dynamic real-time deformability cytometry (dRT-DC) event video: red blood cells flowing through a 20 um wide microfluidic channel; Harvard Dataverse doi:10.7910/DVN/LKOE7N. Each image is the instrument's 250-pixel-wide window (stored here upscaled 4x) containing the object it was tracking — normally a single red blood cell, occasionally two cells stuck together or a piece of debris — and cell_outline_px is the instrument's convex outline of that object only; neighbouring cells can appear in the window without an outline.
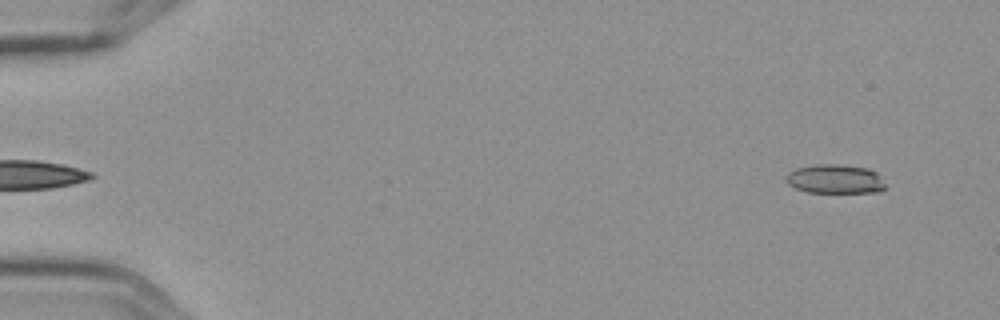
{"species": "Egyptian fruit bat (a non-hibernating species)", "species_latin": "Rousettus aegyptiacus", "temperature_condition": "cold", "stored_images_in_passage": 6, "segment_of_instrument_passage": [2, 2], "camera_frame_rate_fps": 3000, "um_per_image_px": 0.085, "frame": {"image": 1, "passage_image": 6, "time_ms": 1.667, "image_size_px": [1000, 320], "cell_outline_px": [[884, 188], [880, 192], [808, 192], [796, 188], [788, 184], [784, 180], [784, 176], [788, 172], [796, 168], [816, 164], [840, 164], [868, 168], [876, 172], [884, 184]], "centroid_in_image_um": [70.93, 15.21], "position_along_channel_um": 14.1, "area_um2": 16.88}}